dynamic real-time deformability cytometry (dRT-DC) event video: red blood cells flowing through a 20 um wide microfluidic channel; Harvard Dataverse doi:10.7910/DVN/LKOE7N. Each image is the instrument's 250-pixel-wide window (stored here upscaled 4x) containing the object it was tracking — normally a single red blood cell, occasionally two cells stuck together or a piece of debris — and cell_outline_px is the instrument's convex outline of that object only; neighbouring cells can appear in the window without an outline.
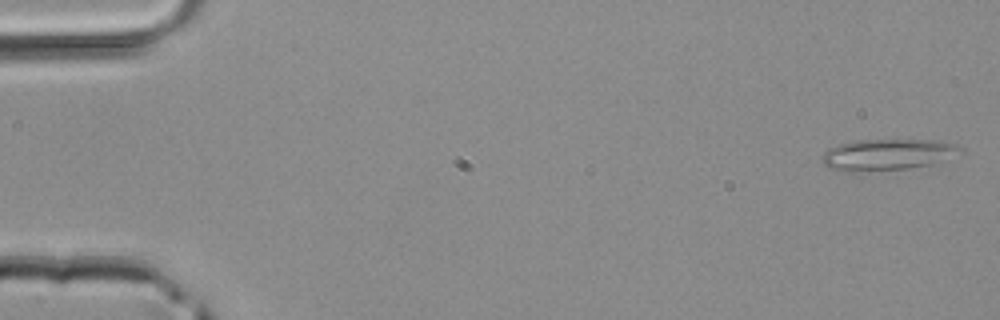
{"species": "common noctule bat (a hibernating species)", "species_latin": "Nyctalus noctula", "temperature_condition": "room temperature", "stored_images_in_passage": 7, "camera_frame_rate_fps": 3000, "um_per_image_px": 0.085, "animal": {"sex": "male", "body_mass_g": 20.4}, "frame": {"image": 1, "passage_image": 1, "time_ms": 0.0, "image_size_px": [1000, 320], "cell_outline_px": [[964, 152], [932, 164], [908, 168], [856, 172], [840, 172], [824, 164], [824, 152], [828, 148], [836, 144], [856, 140], [936, 140], [956, 144], [964, 148]], "centroid_in_image_um": [75.45, 13.13], "position_along_channel_um": 9.6, "area_um2": 25.32}}